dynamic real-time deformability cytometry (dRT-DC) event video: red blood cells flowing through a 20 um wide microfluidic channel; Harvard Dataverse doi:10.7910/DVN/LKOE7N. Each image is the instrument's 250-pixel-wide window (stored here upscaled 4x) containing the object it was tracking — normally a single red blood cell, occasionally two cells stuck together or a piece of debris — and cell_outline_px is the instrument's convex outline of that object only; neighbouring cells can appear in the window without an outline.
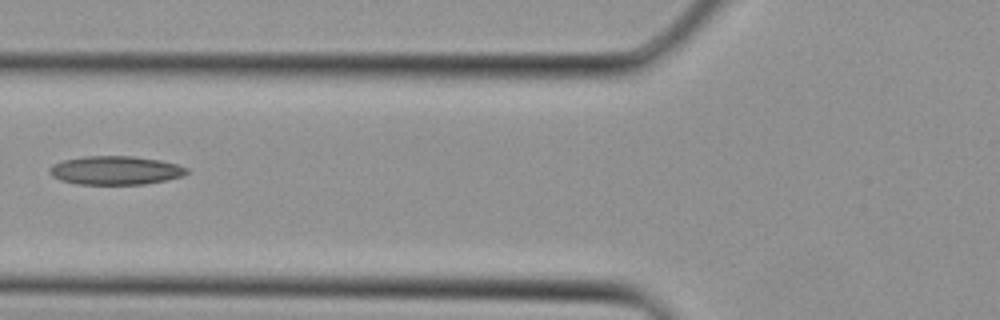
{"species": "Egyptian fruit bat (a non-hibernating species)", "species_latin": "Rousettus aegyptiacus", "temperature_condition": "cold", "stored_images_in_passage": 3, "camera_frame_rate_fps": 3000, "um_per_image_px": 0.085, "animal": {"sex": "female"}, "frame": {"image": 1, "passage_image": 3, "time_ms": 0.667, "image_size_px": [1000, 320], "cell_outline_px": [[188, 172], [184, 176], [144, 184], [76, 184], [60, 180], [52, 176], [48, 172], [48, 168], [52, 164], [64, 160], [84, 156], [136, 156], [160, 160], [176, 164], [188, 168]], "centroid_in_image_um": [9.79, 14.47], "position_along_channel_um": 116.0, "area_um2": 23.0}}